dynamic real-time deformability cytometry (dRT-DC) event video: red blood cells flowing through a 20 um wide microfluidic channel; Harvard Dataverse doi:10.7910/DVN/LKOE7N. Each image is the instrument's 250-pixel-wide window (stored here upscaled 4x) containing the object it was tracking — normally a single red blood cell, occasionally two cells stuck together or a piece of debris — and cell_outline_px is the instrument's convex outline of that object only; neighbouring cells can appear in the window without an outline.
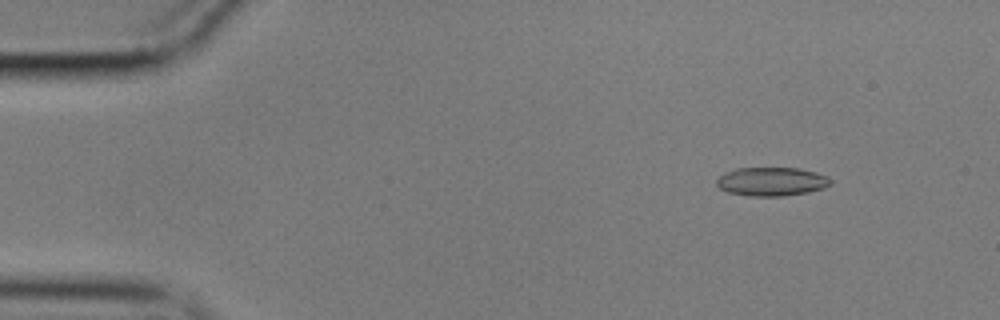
{"species": "common noctule bat (a hibernating species)", "species_latin": "Nyctalus noctula", "temperature_condition": "cold", "stored_images_in_passage": 8, "camera_frame_rate_fps": 3000, "um_per_image_px": 0.085, "animal": {"sex": "male", "body_mass_g": 17.9}, "frame": {"image": 1, "passage_image": 5, "time_ms": 1.333, "image_size_px": [1000, 320], "cell_outline_px": [[832, 180], [824, 188], [808, 192], [784, 196], [752, 196], [728, 192], [720, 188], [716, 184], [716, 180], [720, 176], [736, 168], [800, 168], [816, 172]], "centroid_in_image_um": [65.58, 15.43], "position_along_channel_um": 19.4, "area_um2": 18.84}}